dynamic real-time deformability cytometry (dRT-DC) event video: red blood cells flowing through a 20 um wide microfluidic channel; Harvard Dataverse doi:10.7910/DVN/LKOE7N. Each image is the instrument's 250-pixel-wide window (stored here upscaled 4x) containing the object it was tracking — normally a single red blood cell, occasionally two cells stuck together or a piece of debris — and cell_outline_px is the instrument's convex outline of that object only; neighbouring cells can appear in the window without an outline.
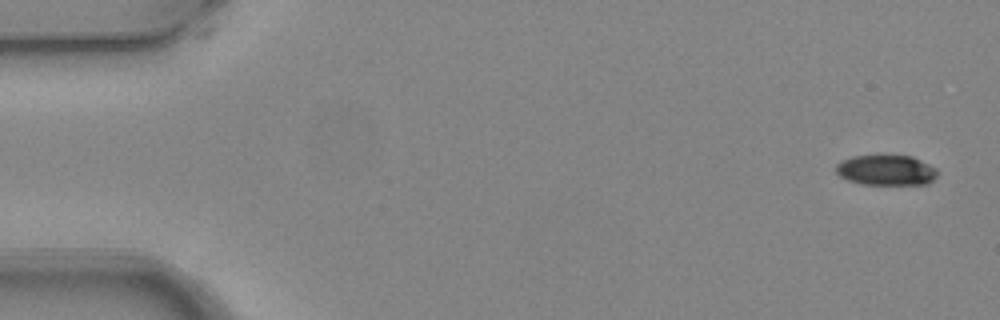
{"species": "common noctule bat (a hibernating species)", "species_latin": "Nyctalus noctula", "temperature_condition": "warm", "stored_images_in_passage": 3, "camera_frame_rate_fps": 3000, "um_per_image_px": 0.085, "animal": {"sex": "female", "body_mass_g": 24.6, "forearm_length_mm": 56.2}, "frame": {"image": 1, "passage_image": 1, "time_ms": 0.0, "image_size_px": [1000, 320], "cell_outline_px": [[936, 176], [928, 184], [860, 184], [848, 180], [840, 176], [836, 172], [836, 164], [840, 160], [852, 156], [876, 152], [912, 156], [936, 168]], "centroid_in_image_um": [75.27, 14.4], "position_along_channel_um": 9.7, "area_um2": 18.67}}